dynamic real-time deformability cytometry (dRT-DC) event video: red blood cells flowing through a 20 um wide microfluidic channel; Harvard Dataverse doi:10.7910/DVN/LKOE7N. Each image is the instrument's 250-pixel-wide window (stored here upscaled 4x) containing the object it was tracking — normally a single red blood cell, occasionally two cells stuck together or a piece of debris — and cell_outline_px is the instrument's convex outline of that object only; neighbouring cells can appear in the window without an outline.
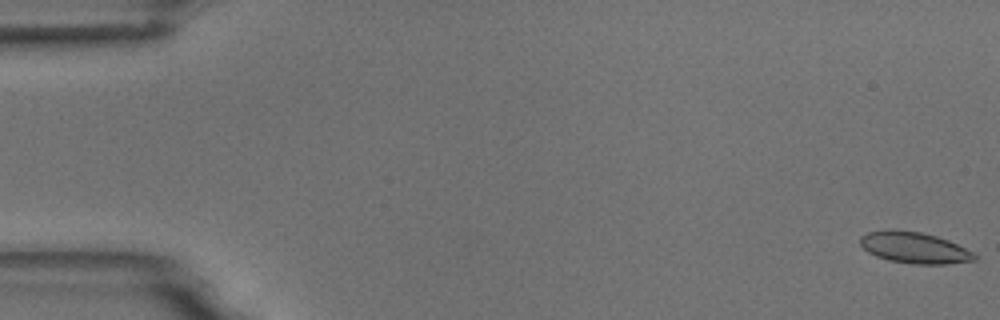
{"species": "common noctule bat (a hibernating species)", "species_latin": "Nyctalus noctula", "temperature_condition": "room temperature", "stored_images_in_passage": 42, "camera_frame_rate_fps": 3000, "um_per_image_px": 0.085, "animal": {"sex": "male", "body_mass_g": 18.8}, "frame": {"image": 1, "passage_image": 1, "time_ms": 0.0, "image_size_px": [1000, 320], "cell_outline_px": [[980, 256], [976, 260], [944, 264], [912, 264], [888, 260], [876, 256], [868, 252], [860, 244], [860, 236], [868, 232], [888, 228], [892, 228], [920, 232], [936, 236], [948, 240]], "centroid_in_image_um": [77.69, 21.04], "position_along_channel_um": 7.3, "area_um2": 20.98}}
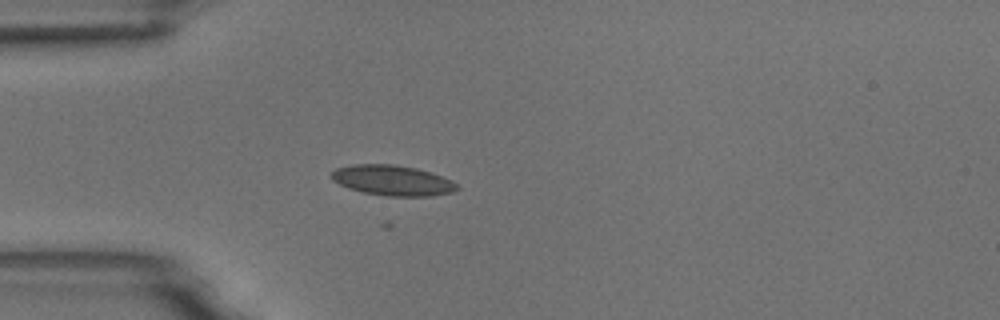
{"frame": {"image": 2, "passage_image": 16, "time_ms": 5.0, "image_size_px": [1000, 320], "cell_outline_px": [[460, 188], [452, 192], [432, 196], [388, 196], [364, 192], [348, 188], [332, 180], [328, 176], [336, 168], [352, 164], [392, 164], [416, 168], [432, 172], [452, 180]], "centroid_in_image_um": [33.36, 15.33], "position_along_channel_um": 51.6, "area_um2": 22.31}}
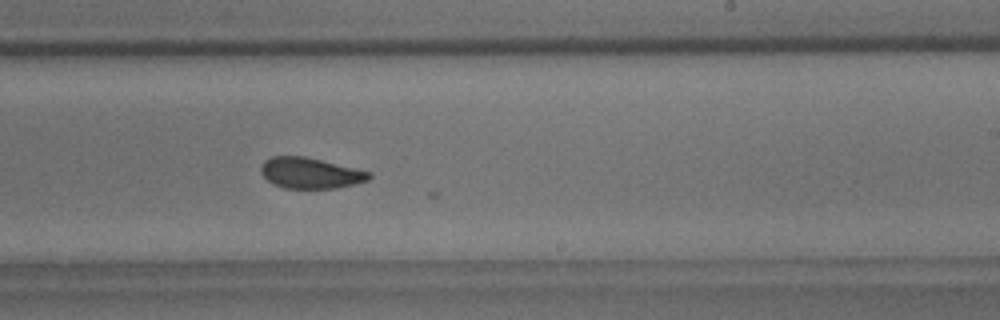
{"frame": {"image": 3, "passage_image": 34, "time_ms": 11.0, "image_size_px": [1000, 320], "cell_outline_px": [[372, 176], [368, 180], [356, 184], [336, 188], [284, 188], [272, 184], [260, 172], [260, 168], [264, 160], [272, 156], [304, 156], [372, 172]], "centroid_in_image_um": [26.38, 14.71], "position_along_channel_um": 262.6, "area_um2": 19.48}}